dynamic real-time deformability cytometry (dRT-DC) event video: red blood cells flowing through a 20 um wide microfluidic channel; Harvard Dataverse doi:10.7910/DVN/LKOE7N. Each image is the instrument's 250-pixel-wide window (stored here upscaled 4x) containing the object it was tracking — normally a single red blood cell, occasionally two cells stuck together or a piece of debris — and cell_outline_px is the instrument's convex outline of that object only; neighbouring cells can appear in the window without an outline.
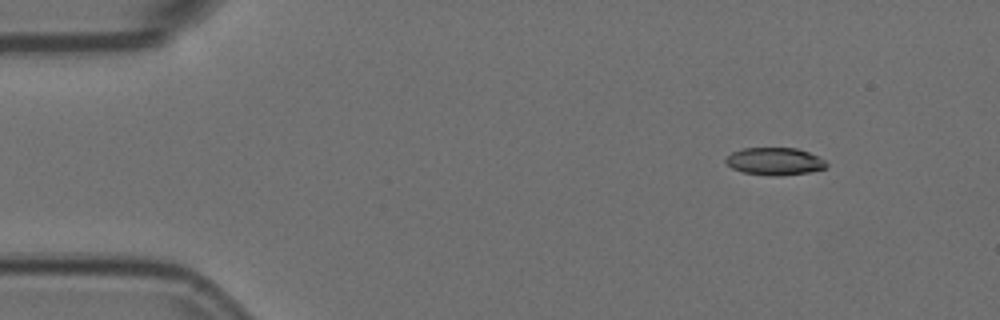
{"species": "Egyptian fruit bat (a non-hibernating species)", "species_latin": "Rousettus aegyptiacus", "temperature_condition": "room temperature", "stored_images_in_passage": 4, "segment_of_instrument_passage": [2, 2], "camera_frame_rate_fps": 3000, "um_per_image_px": 0.085, "animal": {"sex": "female"}, "frame": {"image": 1, "passage_image": 4, "time_ms": 1.0, "image_size_px": [1000, 320], "cell_outline_px": [[828, 164], [824, 168], [808, 172], [776, 176], [768, 176], [744, 172], [732, 168], [724, 160], [732, 152], [740, 148], [796, 148], [808, 152], [824, 160]], "centroid_in_image_um": [65.82, 13.71], "position_along_channel_um": 19.2, "area_um2": 15.95}}